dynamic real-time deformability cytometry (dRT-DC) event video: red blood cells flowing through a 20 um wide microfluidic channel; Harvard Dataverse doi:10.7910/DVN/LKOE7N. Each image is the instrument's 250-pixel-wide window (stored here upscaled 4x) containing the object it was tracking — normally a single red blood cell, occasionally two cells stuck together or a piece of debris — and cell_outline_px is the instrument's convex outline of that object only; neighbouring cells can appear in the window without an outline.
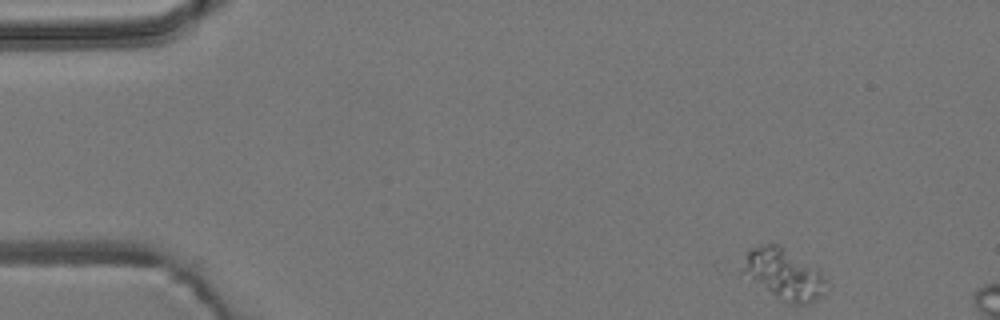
{"species": "common noctule bat (a hibernating species)", "species_latin": "Nyctalus noctula", "temperature_condition": "room temperature", "stored_images_in_passage": 7, "camera_frame_rate_fps": 3000, "um_per_image_px": 0.085, "animal": {"sex": "male", "body_mass_g": 19.2, "forearm_length_mm": 51.8}, "frame": {"image": 1, "passage_image": 1, "time_ms": 0.0, "image_size_px": [1000, 320], "cell_outline_px": [[824, 296], [808, 304], [792, 304], [780, 300], [740, 276], [740, 272], [748, 252], [752, 248], [760, 244], [780, 244], [816, 268], [824, 276]], "centroid_in_image_um": [66.56, 23.33], "position_along_channel_um": 18.4, "area_um2": 25.09}}